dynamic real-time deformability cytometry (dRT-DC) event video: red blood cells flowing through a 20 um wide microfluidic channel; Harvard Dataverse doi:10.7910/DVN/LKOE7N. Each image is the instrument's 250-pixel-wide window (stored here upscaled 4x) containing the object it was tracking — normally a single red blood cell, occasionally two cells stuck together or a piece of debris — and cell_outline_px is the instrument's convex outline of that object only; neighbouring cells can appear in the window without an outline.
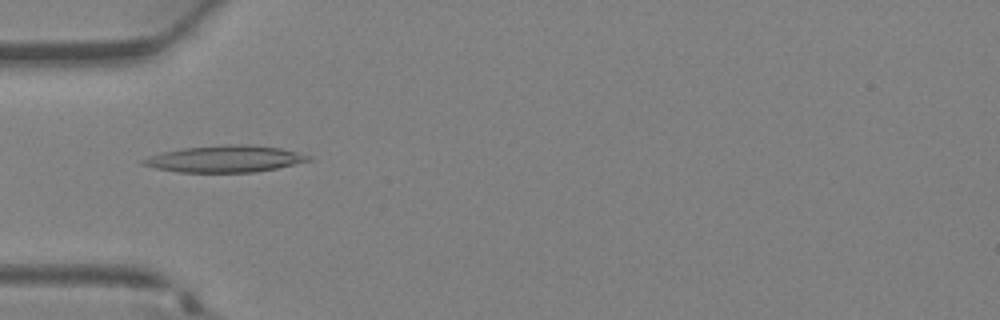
{"species": "Egyptian fruit bat (a non-hibernating species)", "species_latin": "Rousettus aegyptiacus", "temperature_condition": "warm", "stored_images_in_passage": 37, "camera_frame_rate_fps": 3000, "um_per_image_px": 0.085, "animal": {"sex": "female"}, "frame": {"image": 1, "passage_image": 12, "time_ms": 3.667, "image_size_px": [1000, 320], "cell_outline_px": [[316, 160], [256, 172], [180, 172], [156, 168], [140, 164], [136, 160], [160, 152], [184, 148], [232, 144], [248, 144], [280, 148], [312, 156]], "centroid_in_image_um": [19.11, 13.5], "position_along_channel_um": 65.9, "area_um2": 25.95}}
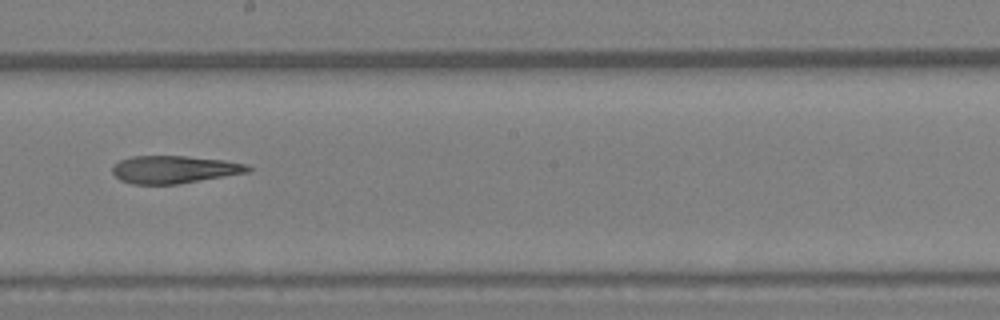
{"frame": {"image": 2, "passage_image": 21, "time_ms": 6.667, "image_size_px": [1000, 320], "cell_outline_px": [[252, 168], [248, 172], [180, 184], [132, 184], [120, 180], [112, 172], [112, 164], [120, 160], [132, 156], [188, 156], [224, 160], [248, 164]], "centroid_in_image_um": [14.8, 14.4], "position_along_channel_um": 233.4, "area_um2": 21.96}}
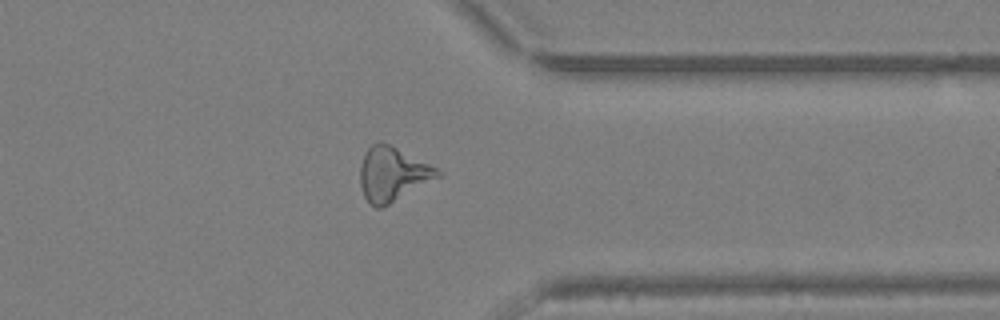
{"frame": {"image": 3, "passage_image": 29, "time_ms": 9.333, "image_size_px": [1000, 320], "cell_outline_px": [[444, 176], [380, 208], [376, 208], [364, 196], [360, 184], [360, 164], [364, 152], [372, 144], [380, 140], [444, 172]], "centroid_in_image_um": [33.38, 14.8], "position_along_channel_um": 378.0, "area_um2": 24.33}}